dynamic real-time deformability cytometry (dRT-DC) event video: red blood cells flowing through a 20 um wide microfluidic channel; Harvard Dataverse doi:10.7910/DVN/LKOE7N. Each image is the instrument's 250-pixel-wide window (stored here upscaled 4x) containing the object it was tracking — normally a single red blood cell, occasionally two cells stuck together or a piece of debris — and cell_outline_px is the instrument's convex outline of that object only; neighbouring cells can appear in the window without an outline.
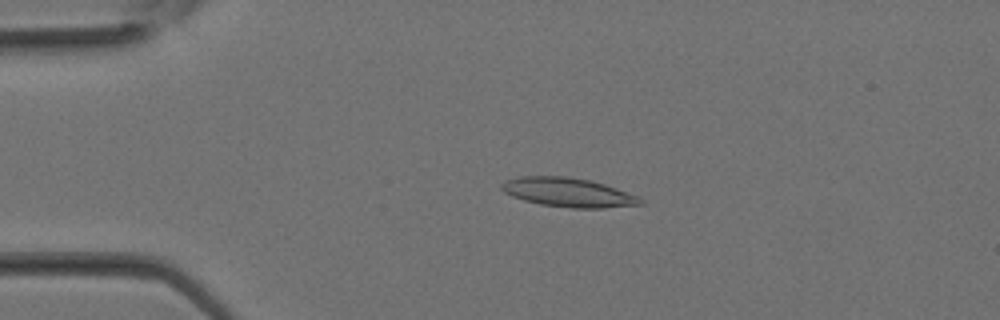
{"species": "Egyptian fruit bat (a non-hibernating species)", "species_latin": "Rousettus aegyptiacus", "temperature_condition": "room temperature", "stored_images_in_passage": 31, "camera_frame_rate_fps": 3000, "um_per_image_px": 0.085, "animal": {"sex": "female"}, "frame": {"image": 1, "passage_image": 6, "time_ms": 1.667, "image_size_px": [1000, 320], "cell_outline_px": [[644, 204], [604, 208], [572, 208], [540, 204], [524, 200], [512, 196], [504, 192], [500, 188], [500, 184], [504, 180], [520, 176], [568, 176], [592, 180], [640, 196], [644, 200]], "centroid_in_image_um": [48.31, 16.35], "position_along_channel_um": 36.7, "area_um2": 23.81}}
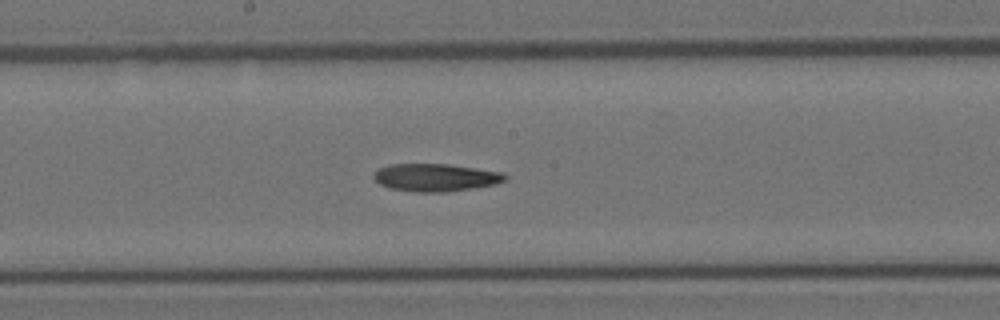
{"frame": {"image": 2, "passage_image": 16, "time_ms": 5.0, "image_size_px": [1000, 320], "cell_outline_px": [[508, 180], [496, 184], [476, 188], [448, 192], [416, 192], [392, 188], [380, 184], [372, 176], [380, 168], [388, 164], [448, 164], [504, 172], [508, 176]], "centroid_in_image_um": [37.1, 15.09], "position_along_channel_um": 211.1, "area_um2": 21.33}}
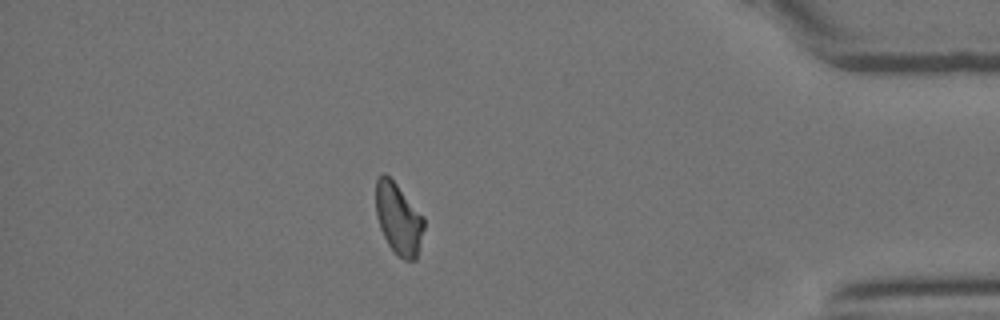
{"frame": {"image": 3, "passage_image": 27, "time_ms": 8.667, "image_size_px": [1000, 320], "cell_outline_px": [[424, 228], [416, 260], [404, 260], [388, 244], [380, 228], [376, 216], [376, 180], [384, 172], [396, 184], [424, 216]], "centroid_in_image_um": [33.87, 18.59], "position_along_channel_um": 401.3, "area_um2": 19.77}}